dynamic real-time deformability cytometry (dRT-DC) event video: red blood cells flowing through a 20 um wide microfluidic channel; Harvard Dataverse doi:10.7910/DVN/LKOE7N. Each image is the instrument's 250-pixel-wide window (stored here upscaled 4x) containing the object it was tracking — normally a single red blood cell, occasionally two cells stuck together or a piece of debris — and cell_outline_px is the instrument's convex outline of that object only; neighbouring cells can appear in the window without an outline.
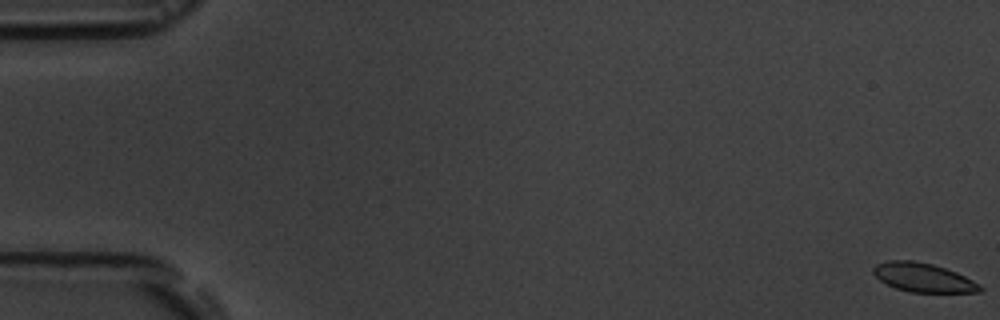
{"species": "common noctule bat (a hibernating species)", "species_latin": "Nyctalus noctula", "temperature_condition": "room temperature", "stored_images_in_passage": 5, "camera_frame_rate_fps": 3000, "um_per_image_px": 0.085, "animal": {"sex": "male", "body_mass_g": 19.5, "forearm_length_mm": 54.6}, "frame": {"image": 1, "passage_image": 1, "time_ms": 0.0, "image_size_px": [1000, 320], "cell_outline_px": [[984, 292], [908, 292], [896, 288], [880, 280], [872, 272], [872, 268], [876, 264], [888, 260], [912, 260], [932, 264], [956, 272], [980, 284], [984, 288]], "centroid_in_image_um": [78.48, 23.59], "position_along_channel_um": 6.5, "area_um2": 17.98}}
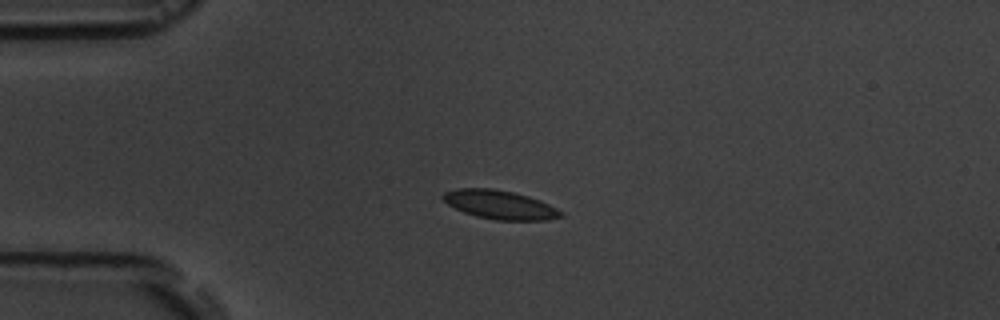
{"frame": {"image": 2, "passage_image": 5, "time_ms": 4.667, "image_size_px": [1000, 320], "cell_outline_px": [[564, 216], [548, 220], [496, 220], [476, 216], [464, 212], [448, 204], [440, 196], [444, 192], [456, 188], [492, 188], [512, 192], [528, 196], [540, 200], [564, 212]], "centroid_in_image_um": [42.5, 17.4], "position_along_channel_um": 42.5, "area_um2": 19.77}}